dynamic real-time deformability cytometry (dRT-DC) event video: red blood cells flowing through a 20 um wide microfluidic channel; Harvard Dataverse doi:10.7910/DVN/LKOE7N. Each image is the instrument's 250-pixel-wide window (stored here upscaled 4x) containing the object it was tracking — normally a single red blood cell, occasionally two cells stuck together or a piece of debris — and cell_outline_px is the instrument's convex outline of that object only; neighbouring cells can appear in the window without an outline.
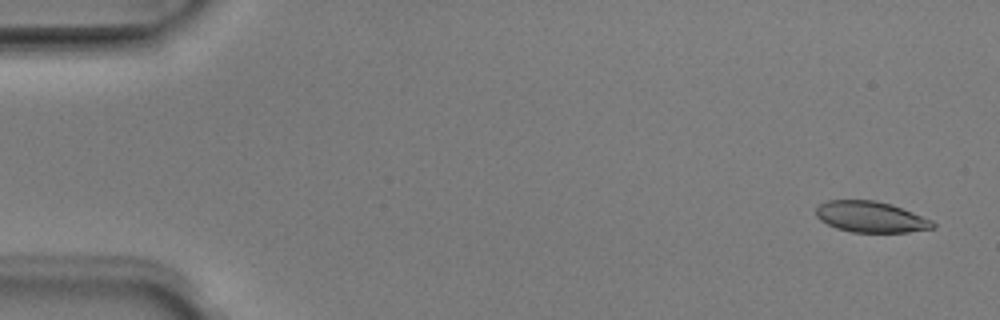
{"species": "Egyptian fruit bat (a non-hibernating species)", "species_latin": "Rousettus aegyptiacus", "temperature_condition": "room temperature", "stored_images_in_passage": 6, "camera_frame_rate_fps": 3000, "um_per_image_px": 0.085, "animal": {"sex": "male"}, "frame": {"image": 1, "passage_image": 1, "time_ms": 0.0, "image_size_px": [1000, 320], "cell_outline_px": [[936, 228], [908, 232], [852, 232], [836, 228], [820, 220], [816, 216], [816, 208], [820, 204], [828, 200], [876, 200], [892, 204], [932, 220], [936, 224]], "centroid_in_image_um": [74.03, 18.43], "position_along_channel_um": 11.0, "area_um2": 21.15}}